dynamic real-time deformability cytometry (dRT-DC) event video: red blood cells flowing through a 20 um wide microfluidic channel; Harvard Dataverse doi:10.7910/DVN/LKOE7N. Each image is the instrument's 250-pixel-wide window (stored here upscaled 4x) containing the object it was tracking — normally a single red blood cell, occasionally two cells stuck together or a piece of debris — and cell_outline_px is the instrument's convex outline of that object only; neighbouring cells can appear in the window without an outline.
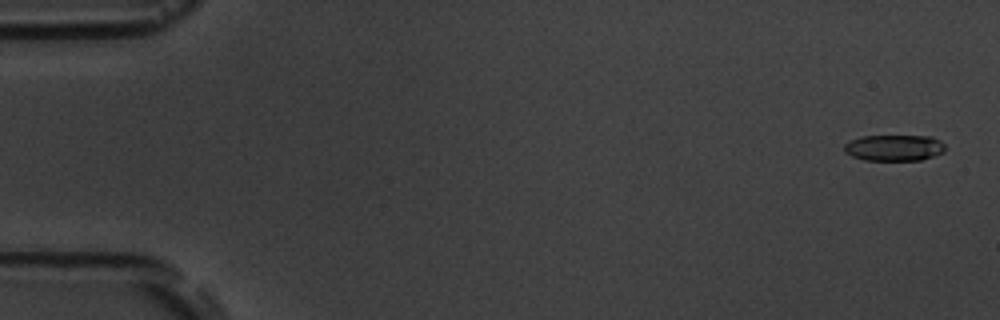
{"species": "common noctule bat (a hibernating species)", "species_latin": "Nyctalus noctula", "temperature_condition": "room temperature", "stored_images_in_passage": 6, "segment_of_instrument_passage": [1, 2], "camera_frame_rate_fps": 3000, "um_per_image_px": 0.085, "animal": {"sex": "male", "body_mass_g": 19.5, "forearm_length_mm": 54.6}, "frame": {"image": 1, "passage_image": 1, "time_ms": 0.0, "image_size_px": [1000, 320], "cell_outline_px": [[944, 152], [920, 160], [864, 160], [852, 156], [844, 152], [844, 144], [860, 136], [932, 136], [940, 140], [944, 144]], "centroid_in_image_um": [75.99, 12.56], "position_along_channel_um": 9.0, "area_um2": 15.37}}
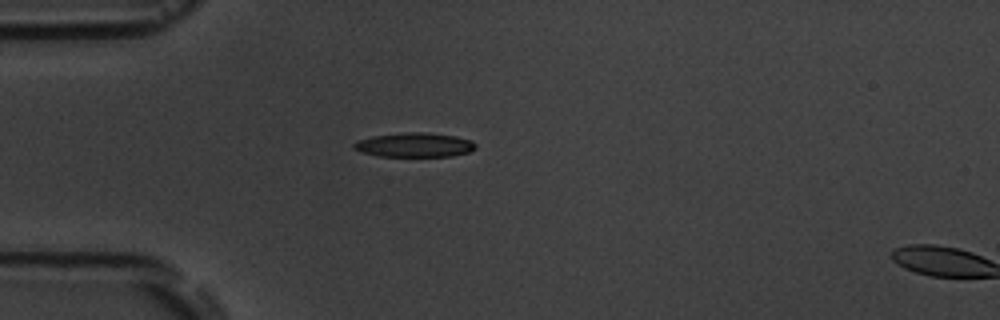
{"frame": {"image": 2, "passage_image": 5, "time_ms": 4.667, "image_size_px": [1000, 320], "cell_outline_px": [[476, 148], [468, 152], [452, 156], [380, 156], [360, 152], [352, 148], [352, 144], [356, 140], [372, 136], [412, 132], [424, 132], [456, 136], [472, 140], [476, 144]], "centroid_in_image_um": [35.21, 12.32], "position_along_channel_um": 49.8, "area_um2": 17.28}}